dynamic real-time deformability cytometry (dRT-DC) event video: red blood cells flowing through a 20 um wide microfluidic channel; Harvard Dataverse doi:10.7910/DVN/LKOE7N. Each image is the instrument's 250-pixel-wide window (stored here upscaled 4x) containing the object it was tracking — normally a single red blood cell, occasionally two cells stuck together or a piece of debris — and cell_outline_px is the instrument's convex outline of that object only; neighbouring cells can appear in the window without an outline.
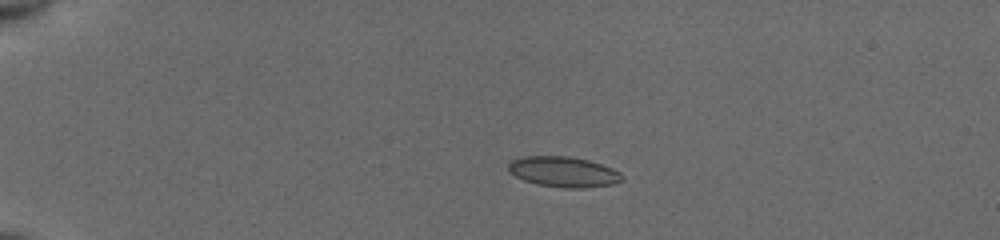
{"species": "common noctule bat (a hibernating species)", "species_latin": "Nyctalus noctula", "temperature_condition": "cold", "stored_images_in_passage": 42, "camera_frame_rate_fps": 3000, "um_per_image_px": 0.085, "animal": {"sex": "female", "body_mass_g": 19.5, "forearm_length_mm": 54.1}, "frame": {"image": 1, "passage_image": 1, "time_ms": 0.0, "image_size_px": [1000, 240], "cell_outline_px": [[624, 180], [612, 184], [584, 188], [564, 188], [536, 184], [524, 180], [508, 172], [508, 164], [512, 160], [524, 156], [568, 156], [588, 160], [612, 168], [620, 172], [624, 176]], "centroid_in_image_um": [47.9, 14.61], "position_along_channel_um": 37.1, "area_um2": 20.23}}
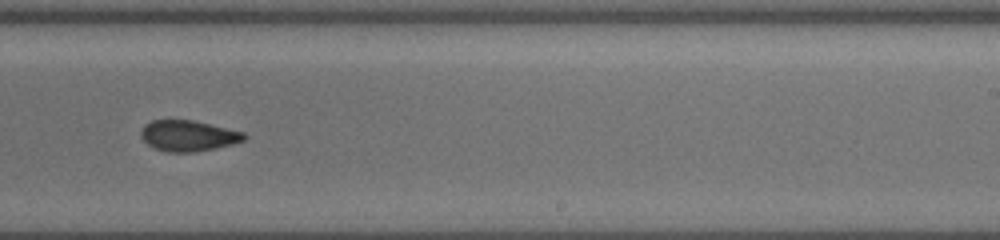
{"frame": {"image": 2, "passage_image": 24, "time_ms": 7.667, "image_size_px": [1000, 240], "cell_outline_px": [[248, 136], [244, 140], [232, 144], [216, 148], [196, 152], [164, 152], [148, 144], [140, 136], [140, 132], [144, 124], [152, 120], [192, 120], [244, 132]], "centroid_in_image_um": [15.99, 11.54], "position_along_channel_um": 273.0, "area_um2": 18.55}}
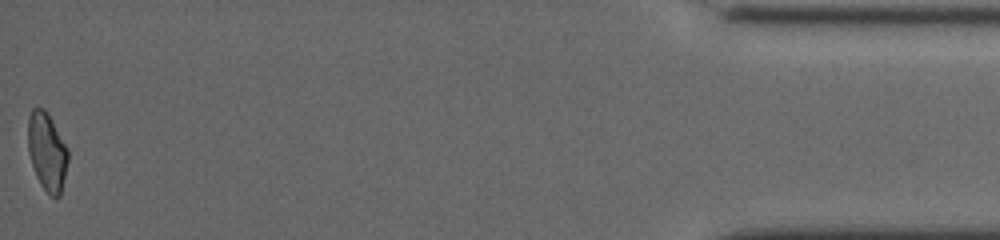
{"frame": {"image": 3, "passage_image": 42, "time_ms": 13.667, "image_size_px": [1000, 240], "cell_outline_px": [[68, 160], [60, 196], [56, 200], [40, 184], [36, 176], [28, 152], [28, 116], [32, 108], [44, 108], [48, 112], [68, 148]], "centroid_in_image_um": [4.0, 12.87], "position_along_channel_um": 431.2, "area_um2": 18.32}, "authors_computed_cell_mechanics": {"area_um2": 19.2474, "velocity_mm_per_s": 3.9367, "shape_relaxation_time_tau1_ms": 8.1679, "shape_relaxation_time_tau2_ms": 2.3539, "deformation_change_tau1": 0.145, "deformation_change_tau2": 0.0748}}